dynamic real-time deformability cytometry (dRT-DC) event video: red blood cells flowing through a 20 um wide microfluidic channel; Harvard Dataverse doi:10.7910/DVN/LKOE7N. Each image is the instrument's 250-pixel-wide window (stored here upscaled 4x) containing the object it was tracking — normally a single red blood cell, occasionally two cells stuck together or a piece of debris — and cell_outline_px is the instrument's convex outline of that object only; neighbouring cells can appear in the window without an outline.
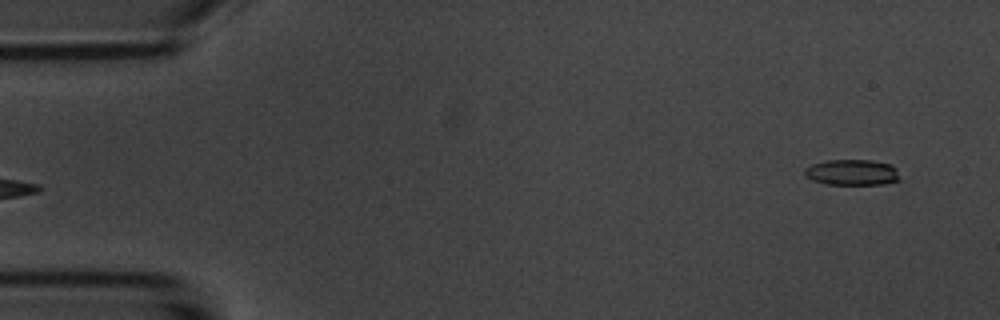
{"species": "common noctule bat (a hibernating species)", "species_latin": "Nyctalus noctula", "temperature_condition": "room temperature", "stored_images_in_passage": 4, "segment_of_instrument_passage": [2, 2], "camera_frame_rate_fps": 3000, "um_per_image_px": 0.085, "animal": {"sex": "male", "body_mass_g": 20.1, "forearm_length_mm": 53.5}, "frame": {"image": 1, "passage_image": 4, "time_ms": 3.667, "image_size_px": [1000, 320], "cell_outline_px": [[900, 180], [884, 184], [828, 184], [812, 180], [804, 176], [804, 168], [812, 164], [828, 160], [872, 160], [892, 164], [896, 168]], "centroid_in_image_um": [72.43, 14.64], "position_along_channel_um": 12.6, "area_um2": 14.39}}